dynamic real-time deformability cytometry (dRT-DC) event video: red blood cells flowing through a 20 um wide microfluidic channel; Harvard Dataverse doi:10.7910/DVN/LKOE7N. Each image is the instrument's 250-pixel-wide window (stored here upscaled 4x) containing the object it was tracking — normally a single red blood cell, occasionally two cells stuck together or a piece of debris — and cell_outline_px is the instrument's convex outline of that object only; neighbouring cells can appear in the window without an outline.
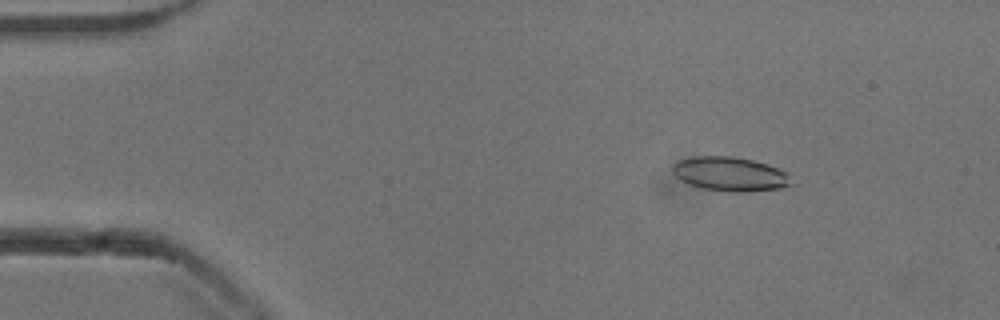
{"species": "common noctule bat (a hibernating species)", "species_latin": "Nyctalus noctula", "temperature_condition": "cold", "stored_images_in_passage": 54, "camera_frame_rate_fps": 3000, "um_per_image_px": 0.085, "animal": {"sex": "male", "body_mass_g": 13.3}, "frame": {"image": 1, "passage_image": 8, "time_ms": 2.333, "image_size_px": [1000, 320], "cell_outline_px": [[796, 184], [780, 188], [744, 192], [736, 192], [704, 188], [688, 184], [680, 180], [672, 172], [672, 164], [676, 160], [692, 156], [732, 156], [752, 160], [768, 164], [788, 172]], "centroid_in_image_um": [62.08, 14.78], "position_along_channel_um": 22.9, "area_um2": 23.99}}
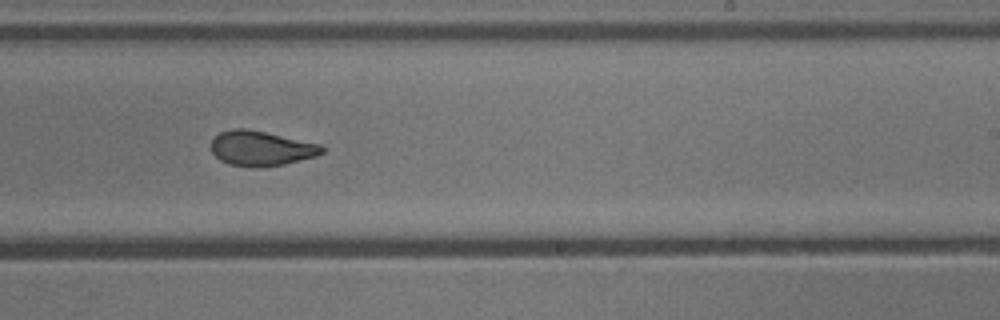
{"frame": {"image": 2, "passage_image": 33, "time_ms": 10.667, "image_size_px": [1000, 320], "cell_outline_px": [[324, 152], [316, 156], [284, 164], [228, 164], [220, 160], [212, 152], [212, 140], [220, 132], [232, 128], [244, 128], [264, 132], [320, 144], [324, 148]], "centroid_in_image_um": [22.2, 12.56], "position_along_channel_um": 266.8, "area_um2": 21.56}}
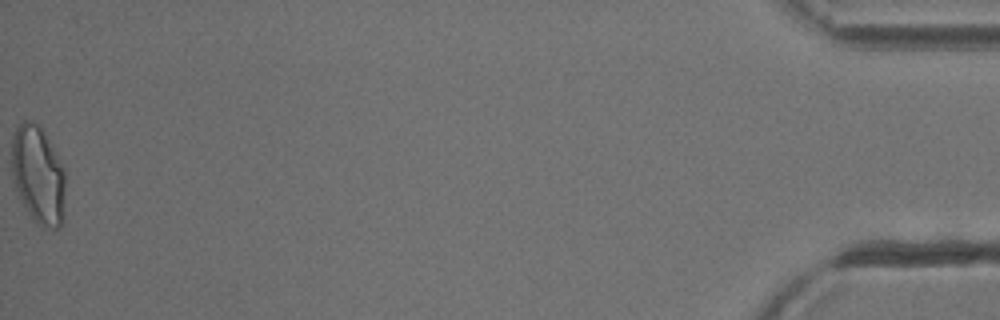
{"frame": {"image": 3, "passage_image": 54, "time_ms": 17.667, "image_size_px": [1000, 320], "cell_outline_px": [[64, 224], [60, 228], [44, 228], [36, 224], [32, 220], [16, 188], [12, 176], [12, 140], [16, 128], [24, 120], [32, 120], [44, 132], [64, 172]], "centroid_in_image_um": [3.24, 14.94], "position_along_channel_um": 432.0, "area_um2": 30.35}, "authors_computed_cell_mechanics": {"area_um2": 23.409, "velocity_mm_per_s": 3.8601, "shape_relaxation_time_tau1_ms": 6.2669, "shape_relaxation_time_tau2_ms": 1.7541, "deformation_change_tau1": 0.1688, "deformation_change_tau2": 0.0924}}